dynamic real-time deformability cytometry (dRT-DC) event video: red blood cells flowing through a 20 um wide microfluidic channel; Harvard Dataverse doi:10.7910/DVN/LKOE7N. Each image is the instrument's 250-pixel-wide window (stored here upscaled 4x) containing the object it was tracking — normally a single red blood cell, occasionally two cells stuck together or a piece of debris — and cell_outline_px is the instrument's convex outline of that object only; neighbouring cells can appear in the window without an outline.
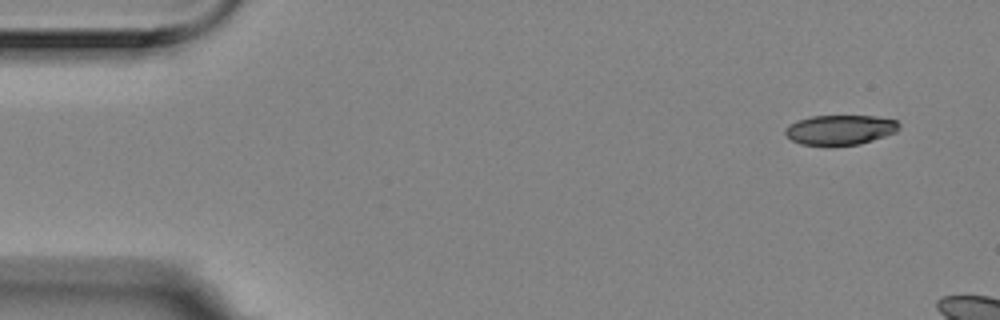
{"species": "Egyptian fruit bat (a non-hibernating species)", "species_latin": "Rousettus aegyptiacus", "temperature_condition": "room temperature", "stored_images_in_passage": 3, "camera_frame_rate_fps": 3000, "um_per_image_px": 0.085, "animal": {"sex": "female"}, "frame": {"image": 1, "passage_image": 1, "time_ms": 0.0, "image_size_px": [1000, 320], "cell_outline_px": [[900, 128], [896, 132], [860, 144], [828, 148], [800, 144], [792, 140], [784, 132], [784, 128], [788, 124], [796, 120], [812, 116], [876, 116], [896, 120], [900, 124]], "centroid_in_image_um": [71.37, 11.07], "position_along_channel_um": 13.6, "area_um2": 20.46}}